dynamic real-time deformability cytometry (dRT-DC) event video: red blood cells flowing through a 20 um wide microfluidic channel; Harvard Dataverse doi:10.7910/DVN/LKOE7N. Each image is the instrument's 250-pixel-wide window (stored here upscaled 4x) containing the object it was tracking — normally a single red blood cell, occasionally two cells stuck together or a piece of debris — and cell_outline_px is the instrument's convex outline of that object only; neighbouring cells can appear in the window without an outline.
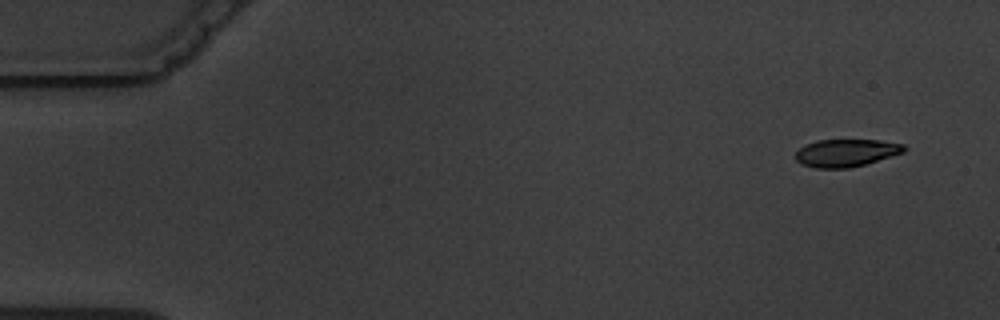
{"species": "common noctule bat (a hibernating species)", "species_latin": "Nyctalus noctula", "temperature_condition": "warm", "stored_images_in_passage": 6, "camera_frame_rate_fps": 3000, "um_per_image_px": 0.085, "animal": {"sex": "male", "body_mass_g": 19.5, "forearm_length_mm": 54.6}, "frame": {"image": 1, "passage_image": 1, "time_ms": 0.0, "image_size_px": [1000, 320], "cell_outline_px": [[904, 152], [892, 156], [864, 164], [848, 168], [816, 168], [800, 164], [796, 160], [796, 152], [804, 144], [816, 140], [880, 140], [904, 144]], "centroid_in_image_um": [71.88, 12.99], "position_along_channel_um": 13.1, "area_um2": 17.4}}
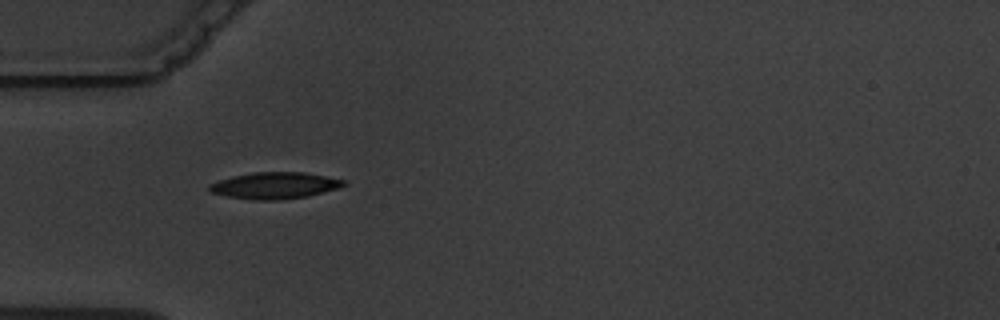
{"frame": {"image": 2, "passage_image": 5, "time_ms": 4.667, "image_size_px": [1000, 320], "cell_outline_px": [[348, 184], [336, 188], [308, 196], [280, 200], [256, 200], [228, 196], [212, 192], [208, 188], [208, 184], [232, 176], [252, 172], [304, 172], [344, 180]], "centroid_in_image_um": [23.34, 15.76], "position_along_channel_um": 61.7, "area_um2": 20.58}}